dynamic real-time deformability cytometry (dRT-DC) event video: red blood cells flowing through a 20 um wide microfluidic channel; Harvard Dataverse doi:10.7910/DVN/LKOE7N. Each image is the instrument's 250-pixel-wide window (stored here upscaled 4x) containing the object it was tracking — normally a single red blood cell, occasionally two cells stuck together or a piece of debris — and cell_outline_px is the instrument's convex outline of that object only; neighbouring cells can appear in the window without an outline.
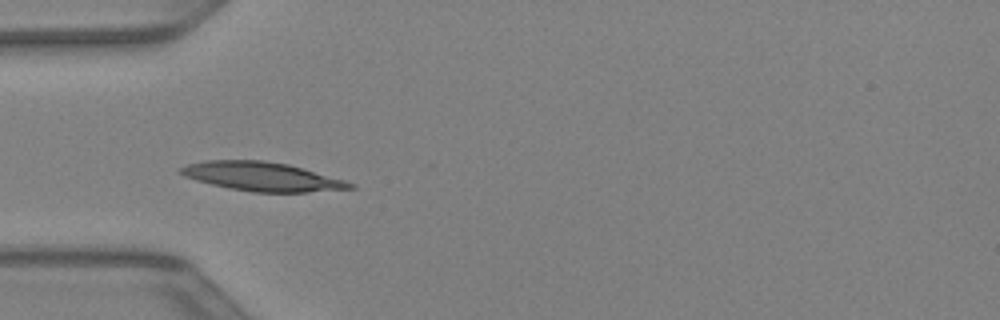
{"species": "Egyptian fruit bat (a non-hibernating species)", "species_latin": "Rousettus aegyptiacus", "temperature_condition": "warm", "stored_images_in_passage": 30, "camera_frame_rate_fps": 3000, "um_per_image_px": 0.085, "animal": {"sex": "female"}, "frame": {"image": 1, "passage_image": 1, "time_ms": 0.0, "image_size_px": [1000, 320], "cell_outline_px": [[356, 188], [308, 192], [252, 192], [228, 188], [196, 180], [184, 176], [180, 172], [180, 168], [188, 164], [204, 160], [260, 160], [288, 164], [344, 180], [356, 184]], "centroid_in_image_um": [22.27, 15.01], "position_along_channel_um": 62.7, "area_um2": 28.32}}
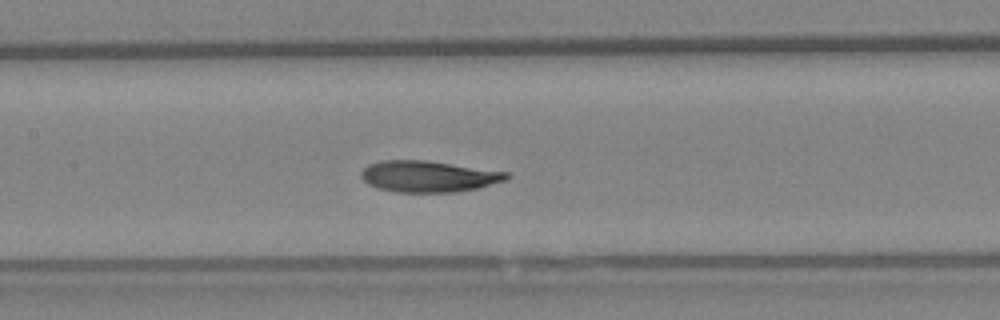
{"frame": {"image": 2, "passage_image": 8, "time_ms": 2.333, "image_size_px": [1000, 320], "cell_outline_px": [[512, 176], [508, 180], [476, 188], [456, 192], [396, 192], [376, 188], [368, 184], [360, 176], [360, 172], [368, 164], [384, 160], [424, 160], [508, 172]], "centroid_in_image_um": [36.41, 15.0], "position_along_channel_um": 171.0, "area_um2": 26.53}}
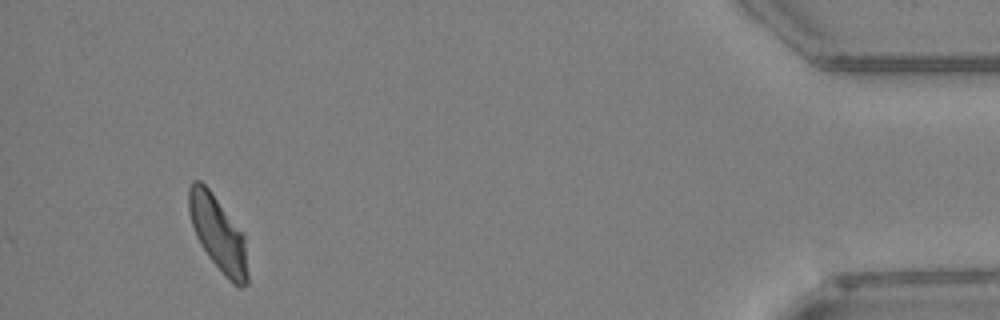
{"frame": {"image": 3, "passage_image": 28, "time_ms": 9.0, "image_size_px": [1000, 320], "cell_outline_px": [[248, 284], [240, 288], [224, 276], [208, 256], [200, 244], [196, 236], [188, 212], [188, 188], [192, 180], [200, 180], [208, 188], [244, 232], [248, 272]], "centroid_in_image_um": [18.54, 19.86], "position_along_channel_um": 416.7, "area_um2": 25.95}}